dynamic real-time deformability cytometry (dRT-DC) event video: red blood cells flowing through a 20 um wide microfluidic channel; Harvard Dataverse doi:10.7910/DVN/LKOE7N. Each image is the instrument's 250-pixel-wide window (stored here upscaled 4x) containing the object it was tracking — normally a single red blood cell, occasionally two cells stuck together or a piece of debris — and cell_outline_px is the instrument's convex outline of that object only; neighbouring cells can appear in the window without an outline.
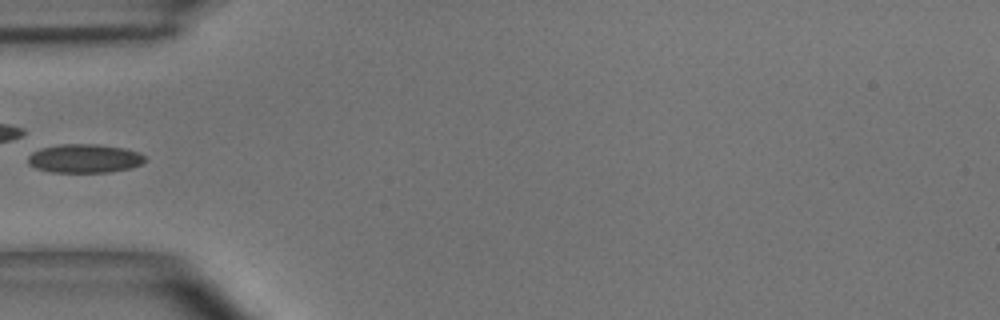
{"species": "common noctule bat (a hibernating species)", "species_latin": "Nyctalus noctula", "temperature_condition": "room temperature", "stored_images_in_passage": 5, "camera_frame_rate_fps": 3000, "um_per_image_px": 0.085, "animal": {"sex": "male", "body_mass_g": 15.6}, "frame": {"image": 1, "passage_image": 5, "time_ms": 1.333, "image_size_px": [1000, 320], "cell_outline_px": [[148, 160], [144, 164], [132, 168], [108, 172], [52, 172], [36, 168], [28, 164], [28, 156], [32, 152], [40, 148], [60, 144], [96, 144], [124, 148], [140, 152]], "centroid_in_image_um": [7.23, 13.47], "position_along_channel_um": 77.8, "area_um2": 19.83}}